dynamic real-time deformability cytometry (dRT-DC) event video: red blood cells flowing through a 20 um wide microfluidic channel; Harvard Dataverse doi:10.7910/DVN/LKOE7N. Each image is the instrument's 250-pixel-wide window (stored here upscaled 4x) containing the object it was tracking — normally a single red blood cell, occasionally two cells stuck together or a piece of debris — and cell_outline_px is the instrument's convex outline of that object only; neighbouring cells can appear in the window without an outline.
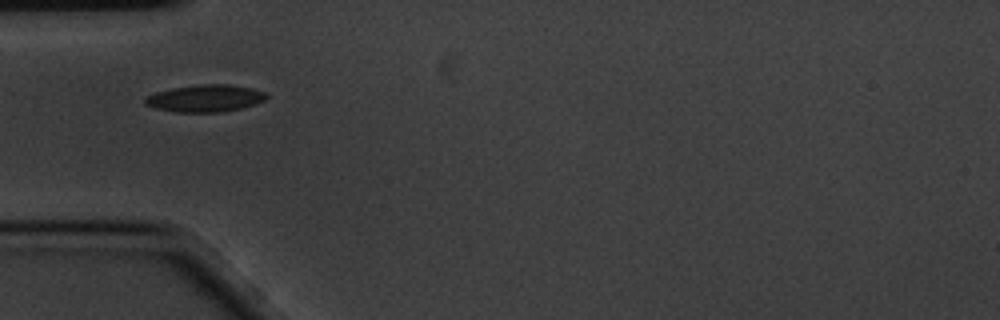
{"species": "common noctule bat (a hibernating species)", "species_latin": "Nyctalus noctula", "temperature_condition": "cold", "stored_images_in_passage": 3, "camera_frame_rate_fps": 3000, "um_per_image_px": 0.085, "animal": {"sex": "male", "body_mass_g": 20.1, "forearm_length_mm": 53.5}, "frame": {"image": 1, "passage_image": 1, "time_ms": 0.0, "image_size_px": [1000, 320], "cell_outline_px": [[268, 96], [264, 100], [240, 108], [220, 112], [172, 112], [156, 108], [144, 104], [144, 96], [156, 92], [172, 88], [200, 84], [228, 84], [252, 88], [264, 92]], "centroid_in_image_um": [17.38, 8.35], "position_along_channel_um": 67.6, "area_um2": 19.13}}
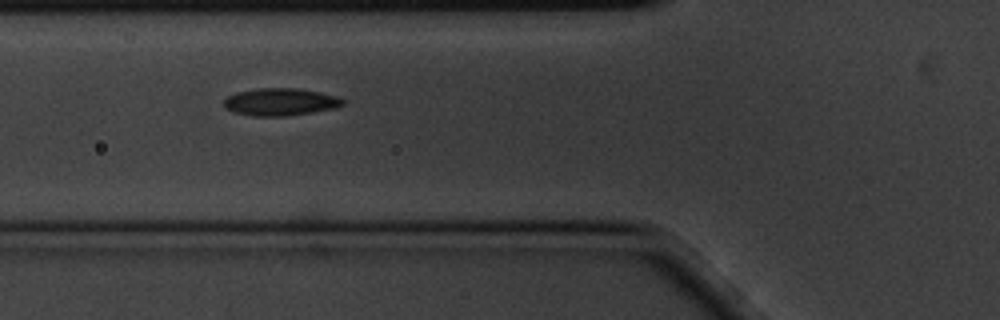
{"frame": {"image": 2, "passage_image": 2, "time_ms": 0.333, "image_size_px": [1000, 320], "cell_outline_px": [[344, 104], [336, 108], [288, 116], [252, 116], [232, 112], [224, 108], [224, 100], [228, 96], [236, 92], [256, 88], [296, 88], [320, 92], [336, 96], [344, 100]], "centroid_in_image_um": [23.8, 8.66], "position_along_channel_um": 102.0, "area_um2": 19.13}}
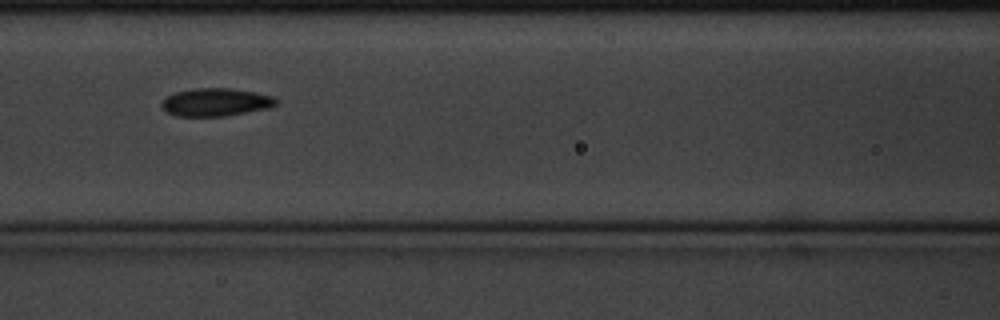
{"frame": {"image": 3, "passage_image": 3, "time_ms": 0.667, "image_size_px": [1000, 320], "cell_outline_px": [[276, 104], [268, 108], [224, 116], [176, 116], [168, 112], [160, 104], [160, 100], [176, 92], [196, 88], [228, 88], [256, 92], [272, 96], [276, 100]], "centroid_in_image_um": [18.31, 8.68], "position_along_channel_um": 148.3, "area_um2": 18.44}}